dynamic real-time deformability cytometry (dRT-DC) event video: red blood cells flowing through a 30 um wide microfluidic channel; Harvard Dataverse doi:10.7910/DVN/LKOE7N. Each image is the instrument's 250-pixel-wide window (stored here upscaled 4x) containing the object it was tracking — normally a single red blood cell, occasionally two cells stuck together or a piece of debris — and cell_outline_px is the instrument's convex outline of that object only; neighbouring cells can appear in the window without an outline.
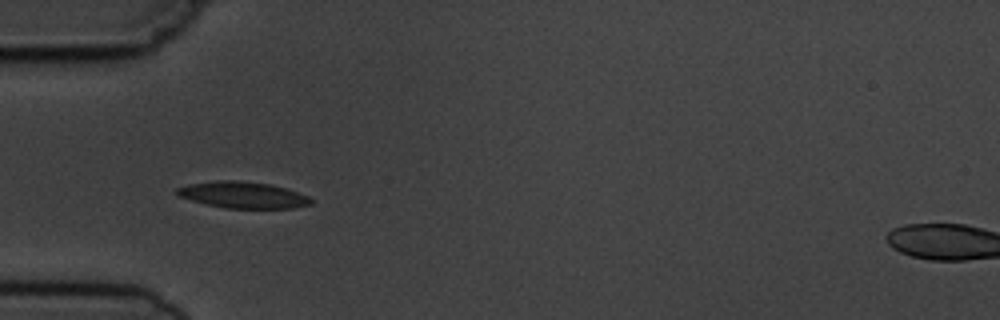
{"species": "common noctule bat (a hibernating species)", "species_latin": "Nyctalus noctula", "temperature_condition": "cold", "stored_images_in_passage": 7, "camera_frame_rate_fps": 3000, "um_per_image_px": 0.085, "animal": {"sex": "male", "body_mass_g": 19.5, "forearm_length_mm": 54.6}, "frame": {"image": 1, "passage_image": 6, "time_ms": 5.667, "image_size_px": [1000, 320], "cell_outline_px": [[312, 204], [292, 208], [224, 208], [176, 196], [176, 188], [188, 184], [216, 180], [236, 180], [272, 184], [288, 188], [308, 196], [312, 200]], "centroid_in_image_um": [20.65, 16.56], "position_along_channel_um": 64.3, "area_um2": 20.75}}
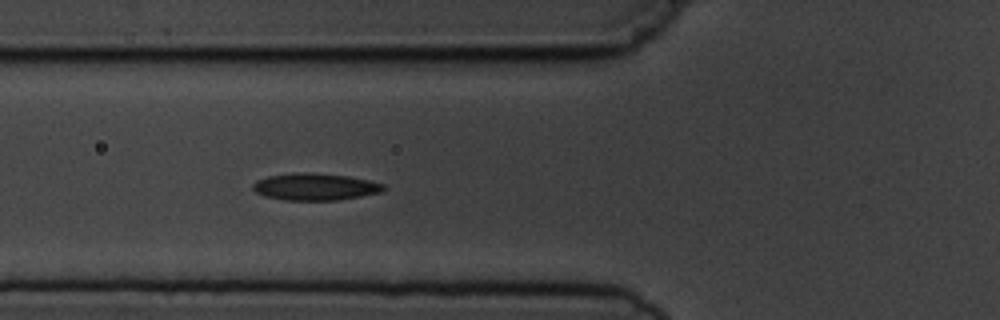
{"frame": {"image": 2, "passage_image": 7, "time_ms": 6.667, "image_size_px": [1000, 320], "cell_outline_px": [[388, 188], [380, 192], [340, 200], [284, 200], [264, 196], [256, 192], [252, 188], [252, 184], [256, 180], [268, 176], [292, 172], [312, 172], [348, 176], [368, 180], [384, 184]], "centroid_in_image_um": [26.76, 15.87], "position_along_channel_um": 99.0, "area_um2": 20.75}}